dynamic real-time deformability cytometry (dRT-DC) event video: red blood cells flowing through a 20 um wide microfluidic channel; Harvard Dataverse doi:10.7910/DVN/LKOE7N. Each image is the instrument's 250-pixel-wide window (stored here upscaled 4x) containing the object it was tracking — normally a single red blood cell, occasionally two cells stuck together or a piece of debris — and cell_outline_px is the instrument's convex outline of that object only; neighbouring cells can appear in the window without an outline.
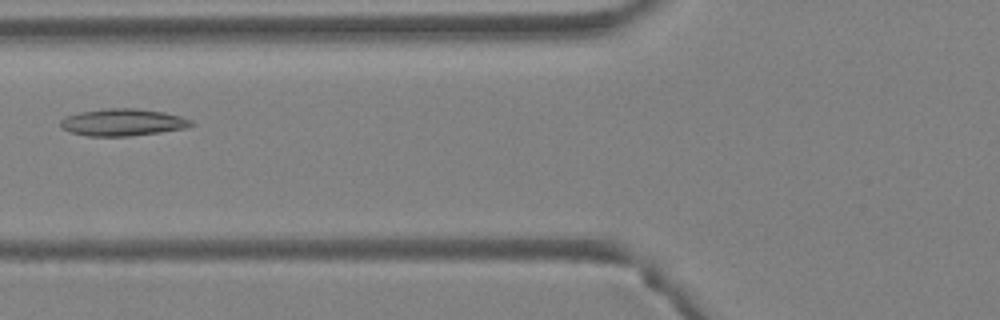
{"species": "Egyptian fruit bat (a non-hibernating species)", "species_latin": "Rousettus aegyptiacus", "temperature_condition": "warm", "stored_images_in_passage": 2, "camera_frame_rate_fps": 3000, "um_per_image_px": 0.085, "animal": {"sex": "female"}, "frame": {"image": 1, "passage_image": 2, "time_ms": 0.333, "image_size_px": [1000, 320], "cell_outline_px": [[196, 124], [188, 128], [132, 136], [88, 136], [68, 132], [60, 128], [60, 120], [64, 116], [80, 112], [108, 108], [136, 108], [164, 112], [180, 116], [192, 120]], "centroid_in_image_um": [10.43, 10.4], "position_along_channel_um": 115.4, "area_um2": 20.92}}